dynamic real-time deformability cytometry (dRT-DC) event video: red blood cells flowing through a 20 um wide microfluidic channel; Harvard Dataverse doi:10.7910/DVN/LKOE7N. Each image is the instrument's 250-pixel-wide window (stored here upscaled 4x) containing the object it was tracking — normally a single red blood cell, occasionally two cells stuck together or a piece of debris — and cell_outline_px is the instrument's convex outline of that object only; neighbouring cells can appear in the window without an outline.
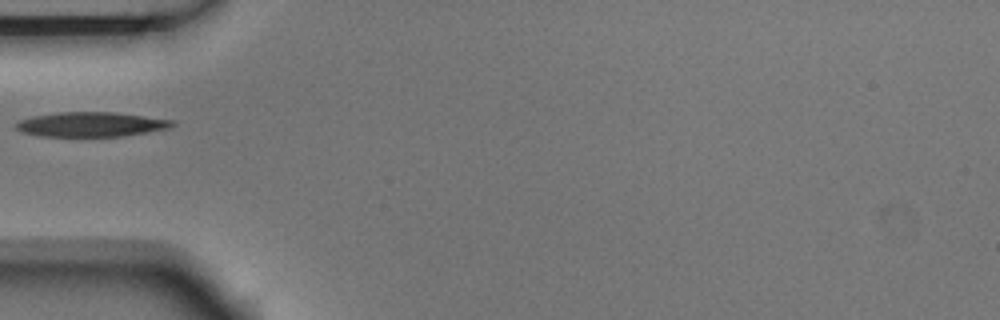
{"species": "Egyptian fruit bat (a non-hibernating species)", "species_latin": "Rousettus aegyptiacus", "temperature_condition": "room temperature", "stored_images_in_passage": 2, "camera_frame_rate_fps": 3000, "um_per_image_px": 0.085, "animal": {"sex": "male"}, "frame": {"image": 1, "passage_image": 1, "time_ms": 0.0, "image_size_px": [1000, 320], "cell_outline_px": [[176, 124], [168, 128], [148, 132], [124, 136], [40, 136], [24, 132], [16, 128], [16, 120], [32, 116], [60, 112], [112, 112], [144, 116], [172, 120]], "centroid_in_image_um": [7.72, 10.57], "position_along_channel_um": 77.3, "area_um2": 22.31}}
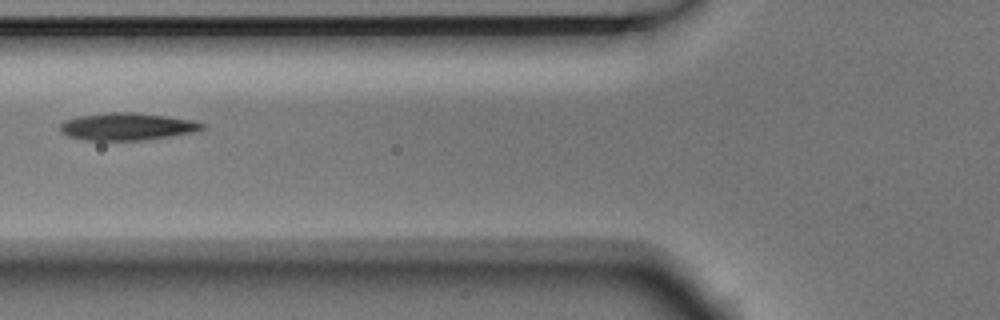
{"frame": {"image": 2, "passage_image": 2, "time_ms": 0.333, "image_size_px": [1000, 320], "cell_outline_px": [[208, 124], [204, 128], [192, 132], [144, 140], [84, 140], [68, 136], [60, 132], [60, 124], [64, 120], [76, 116], [112, 112], [136, 112], [168, 116], [192, 120]], "centroid_in_image_um": [10.78, 10.75], "position_along_channel_um": 115.0, "area_um2": 22.72}}